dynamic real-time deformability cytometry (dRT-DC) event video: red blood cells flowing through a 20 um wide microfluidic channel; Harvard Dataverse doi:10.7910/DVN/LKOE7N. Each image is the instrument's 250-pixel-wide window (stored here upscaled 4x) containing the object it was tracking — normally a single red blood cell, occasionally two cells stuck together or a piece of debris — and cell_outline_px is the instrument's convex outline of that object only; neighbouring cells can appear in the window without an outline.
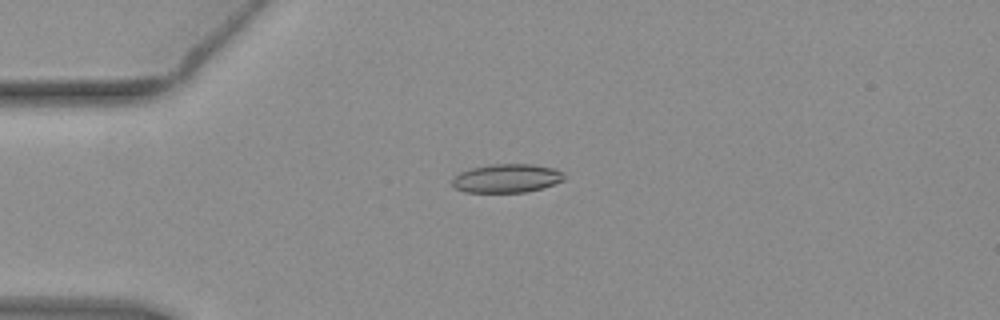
{"species": "common noctule bat (a hibernating species)", "species_latin": "Nyctalus noctula", "temperature_condition": "warm", "stored_images_in_passage": 53, "camera_frame_rate_fps": 3000, "um_per_image_px": 0.085, "animal": {"sex": "female", "body_mass_g": 19.3, "forearm_length_mm": 54.1}, "frame": {"image": 1, "passage_image": 14, "time_ms": 4.333, "image_size_px": [1000, 320], "cell_outline_px": [[564, 180], [540, 188], [524, 192], [464, 192], [456, 188], [452, 184], [452, 180], [460, 172], [472, 168], [492, 164], [532, 164], [552, 168], [564, 172]], "centroid_in_image_um": [43.06, 15.15], "position_along_channel_um": 41.9, "area_um2": 18.44}}
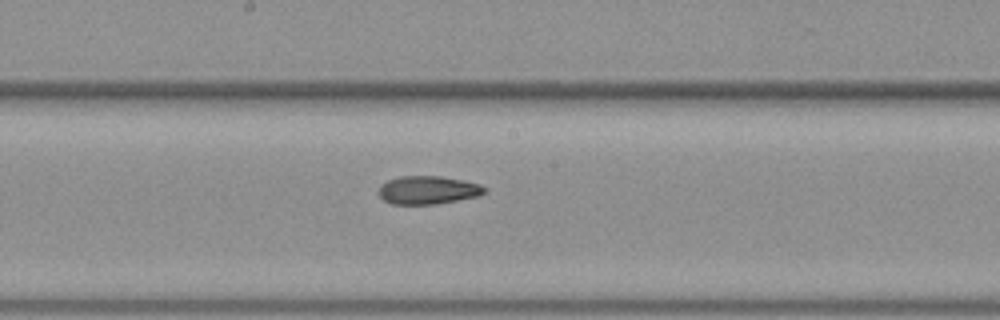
{"frame": {"image": 2, "passage_image": 29, "time_ms": 9.333, "image_size_px": [1000, 320], "cell_outline_px": [[488, 188], [480, 196], [436, 204], [392, 204], [384, 200], [376, 192], [380, 184], [388, 180], [400, 176], [440, 176], [464, 180], [480, 184]], "centroid_in_image_um": [36.37, 16.15], "position_along_channel_um": 211.8, "area_um2": 17.63}}
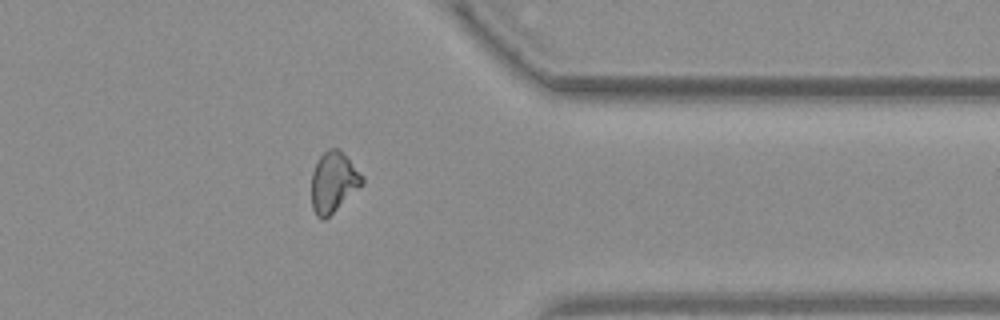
{"frame": {"image": 3, "passage_image": 43, "time_ms": 14.0, "image_size_px": [1000, 320], "cell_outline_px": [[364, 184], [324, 220], [320, 220], [316, 216], [312, 208], [312, 172], [320, 156], [328, 148], [340, 148], [364, 176]], "centroid_in_image_um": [28.36, 15.47], "position_along_channel_um": 383.0, "area_um2": 17.98}, "authors_computed_cell_mechanics": {"area_um2": 17.9758, "velocity_mm_per_s": 3.9129, "shape_relaxation_time_tau1_ms": null, "shape_relaxation_time_tau2_ms": 2.1574, "deformation_change_tau1": null, "deformation_change_tau2": 0.0893}}